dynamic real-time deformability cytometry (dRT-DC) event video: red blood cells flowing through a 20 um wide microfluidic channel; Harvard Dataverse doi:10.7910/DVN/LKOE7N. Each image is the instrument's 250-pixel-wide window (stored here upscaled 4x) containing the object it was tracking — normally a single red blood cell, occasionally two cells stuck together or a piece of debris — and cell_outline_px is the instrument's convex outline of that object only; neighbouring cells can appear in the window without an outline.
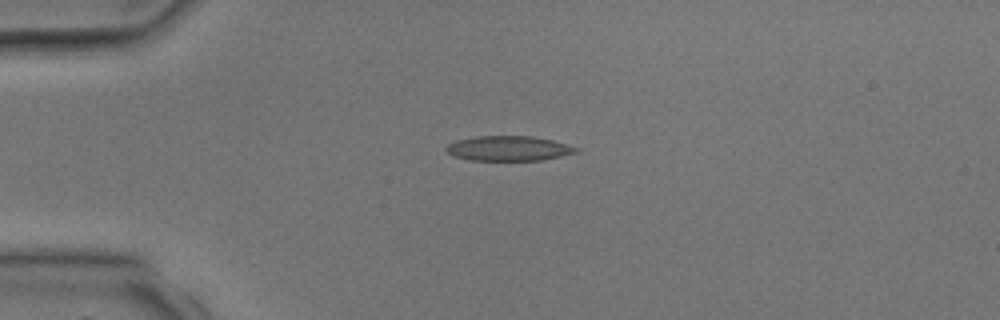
{"species": "common noctule bat (a hibernating species)", "species_latin": "Nyctalus noctula", "temperature_condition": "room temperature", "stored_images_in_passage": 1, "camera_frame_rate_fps": 3000, "um_per_image_px": 0.085, "animal": {"sex": "male", "body_mass_g": 17.9, "forearm_length_mm": 54.2}, "frame": {"image": 1, "passage_image": 1, "time_ms": 0.0, "image_size_px": [1000, 320], "cell_outline_px": [[580, 148], [576, 152], [560, 156], [540, 160], [468, 160], [452, 156], [444, 148], [448, 144], [456, 140], [476, 136], [532, 136], [552, 140]], "centroid_in_image_um": [43.18, 12.61], "position_along_channel_um": 41.8, "area_um2": 18.79}}